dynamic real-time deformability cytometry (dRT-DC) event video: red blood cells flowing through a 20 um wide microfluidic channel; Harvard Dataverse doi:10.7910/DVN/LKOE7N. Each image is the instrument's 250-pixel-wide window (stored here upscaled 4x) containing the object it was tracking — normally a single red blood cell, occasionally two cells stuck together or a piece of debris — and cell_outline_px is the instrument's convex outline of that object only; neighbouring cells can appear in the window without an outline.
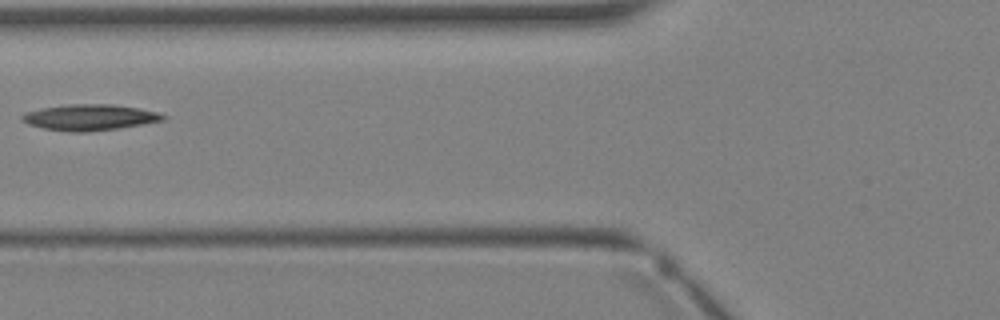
{"species": "Egyptian fruit bat (a non-hibernating species)", "species_latin": "Rousettus aegyptiacus", "temperature_condition": "warm", "stored_images_in_passage": 4, "camera_frame_rate_fps": 3000, "um_per_image_px": 0.085, "animal": {"sex": "female"}, "frame": {"image": 1, "passage_image": 4, "time_ms": 3.667, "image_size_px": [1000, 320], "cell_outline_px": [[168, 116], [164, 120], [116, 128], [84, 132], [68, 132], [44, 128], [28, 124], [20, 120], [20, 116], [24, 112], [40, 108], [68, 104], [112, 104], [136, 108], [156, 112]], "centroid_in_image_um": [7.54, 9.97], "position_along_channel_um": 118.3, "area_um2": 21.21}}